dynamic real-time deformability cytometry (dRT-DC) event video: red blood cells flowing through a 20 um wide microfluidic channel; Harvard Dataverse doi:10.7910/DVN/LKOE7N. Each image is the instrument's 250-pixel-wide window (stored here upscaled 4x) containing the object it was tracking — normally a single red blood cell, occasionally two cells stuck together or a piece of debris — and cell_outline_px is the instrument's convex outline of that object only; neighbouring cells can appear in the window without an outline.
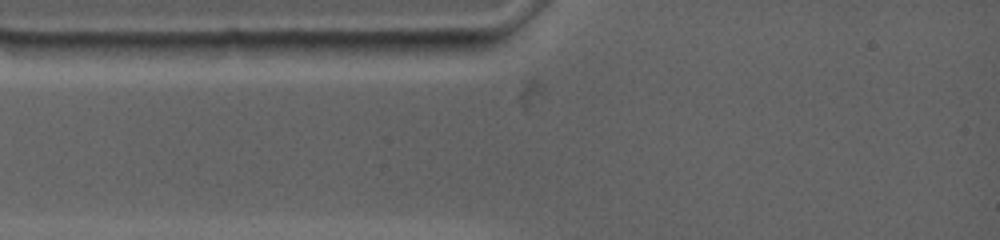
{"species": "common noctule bat (a hibernating species)", "species_latin": "Nyctalus noctula", "temperature_condition": "warm", "stored_images_in_passage": 1, "camera_frame_rate_fps": 4500, "um_per_image_px": 0.085, "animal": {"sex": "female", "body_mass_g": 19.0, "forearm_length_mm": 53.3}, "frame": {"image": 1, "passage_image": 1, "time_ms": 0.0, "image_size_px": [1000, 240], "cell_outline_px": [[240, 44], [228, 56], [216, 60], [108, 60], [108, 44], [196, 40], [240, 40]], "centroid_in_image_um": [14.71, 4.28], "position_along_channel_um": 70.3, "area_um2": 16.76}}